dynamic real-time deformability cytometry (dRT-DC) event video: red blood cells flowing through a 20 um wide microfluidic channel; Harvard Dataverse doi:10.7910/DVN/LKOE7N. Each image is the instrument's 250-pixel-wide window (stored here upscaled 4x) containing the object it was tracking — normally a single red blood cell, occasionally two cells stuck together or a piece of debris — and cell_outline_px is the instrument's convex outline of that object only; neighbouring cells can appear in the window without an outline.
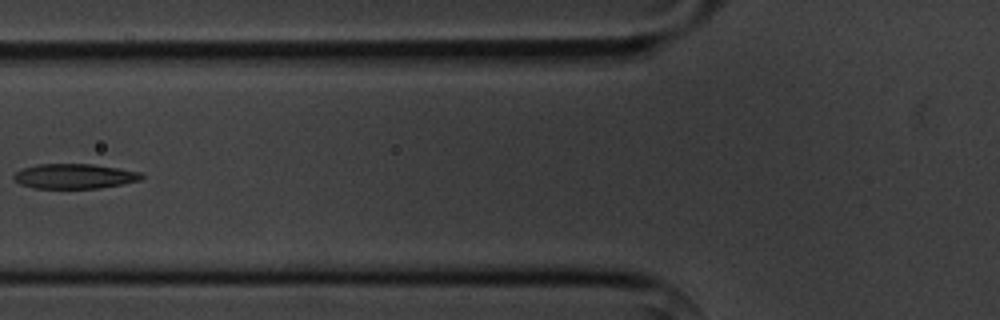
{"species": "common noctule bat (a hibernating species)", "species_latin": "Nyctalus noctula", "temperature_condition": "cold", "stored_images_in_passage": 6, "camera_frame_rate_fps": 3000, "um_per_image_px": 0.085, "animal": {"sex": "male", "body_mass_g": 20.1, "forearm_length_mm": 53.5}, "frame": {"image": 1, "passage_image": 5, "time_ms": 5.0, "image_size_px": [1000, 320], "cell_outline_px": [[144, 176], [140, 180], [100, 188], [32, 188], [20, 184], [12, 176], [16, 172], [24, 168], [36, 164], [92, 164], [120, 168], [140, 172]], "centroid_in_image_um": [6.32, 14.97], "position_along_channel_um": 119.5, "area_um2": 18.44}}
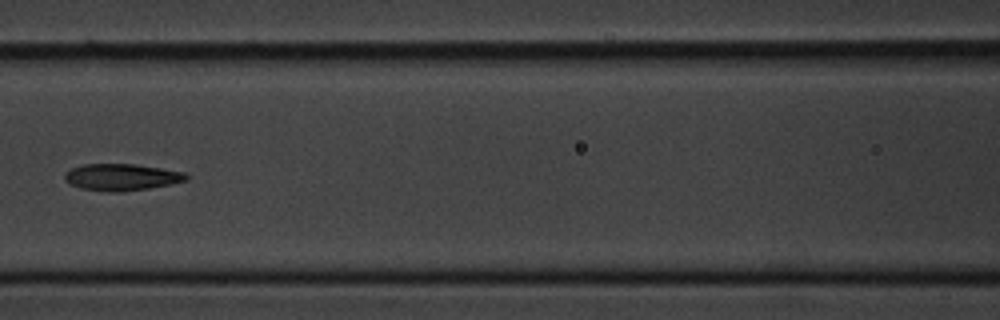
{"frame": {"image": 2, "passage_image": 6, "time_ms": 6.0, "image_size_px": [1000, 320], "cell_outline_px": [[188, 180], [172, 184], [148, 188], [120, 192], [108, 192], [80, 188], [68, 184], [64, 180], [64, 172], [72, 168], [84, 164], [132, 164], [188, 172]], "centroid_in_image_um": [10.33, 15.06], "position_along_channel_um": 156.3, "area_um2": 19.13}}